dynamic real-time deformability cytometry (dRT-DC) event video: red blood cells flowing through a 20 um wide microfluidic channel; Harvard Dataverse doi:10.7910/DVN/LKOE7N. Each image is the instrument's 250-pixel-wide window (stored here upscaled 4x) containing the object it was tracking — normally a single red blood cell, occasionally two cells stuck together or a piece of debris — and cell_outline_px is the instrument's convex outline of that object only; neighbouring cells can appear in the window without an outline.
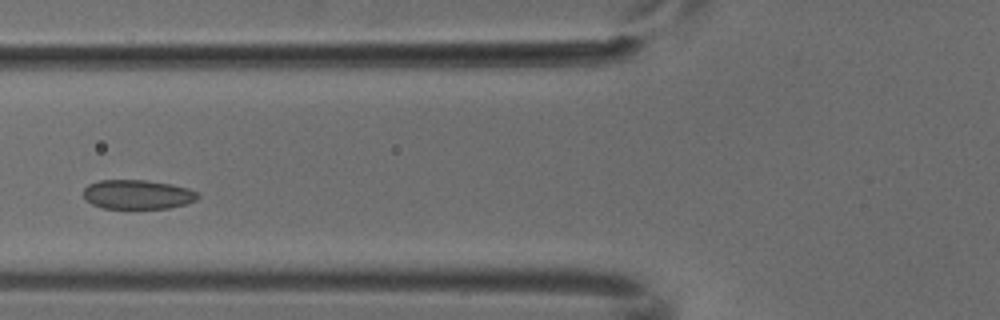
{"species": "common noctule bat (a hibernating species)", "species_latin": "Nyctalus noctula", "temperature_condition": "cold", "stored_images_in_passage": 3, "camera_frame_rate_fps": 3000, "um_per_image_px": 0.085, "animal": {"sex": "male", "body_mass_g": 18.8}, "frame": {"image": 1, "passage_image": 2, "time_ms": 0.333, "image_size_px": [1000, 320], "cell_outline_px": [[200, 196], [196, 200], [184, 204], [168, 208], [104, 208], [92, 204], [84, 196], [84, 188], [88, 184], [100, 180], [148, 180], [172, 184], [188, 188], [196, 192]], "centroid_in_image_um": [11.7, 16.52], "position_along_channel_um": 114.1, "area_um2": 19.42}}
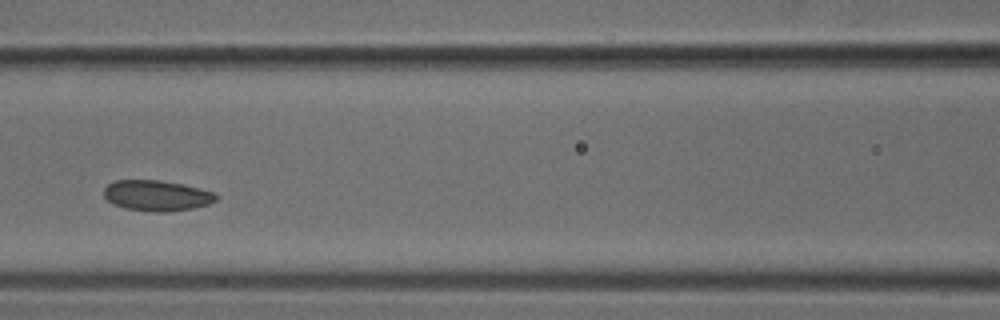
{"frame": {"image": 2, "passage_image": 3, "time_ms": 0.667, "image_size_px": [1000, 320], "cell_outline_px": [[216, 200], [208, 204], [192, 208], [168, 212], [152, 212], [124, 208], [108, 200], [104, 196], [104, 188], [108, 184], [116, 180], [160, 180], [200, 188], [216, 192]], "centroid_in_image_um": [13.33, 16.62], "position_along_channel_um": 153.3, "area_um2": 19.94}}